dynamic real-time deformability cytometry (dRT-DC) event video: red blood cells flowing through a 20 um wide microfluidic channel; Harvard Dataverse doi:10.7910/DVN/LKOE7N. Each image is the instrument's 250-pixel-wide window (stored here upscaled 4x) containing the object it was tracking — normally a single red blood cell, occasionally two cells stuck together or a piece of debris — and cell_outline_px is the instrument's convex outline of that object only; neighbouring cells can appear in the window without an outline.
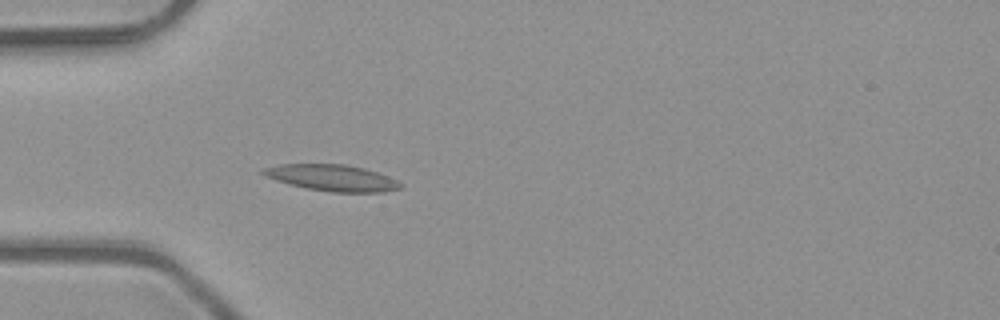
{"species": "common noctule bat (a hibernating species)", "species_latin": "Nyctalus noctula", "temperature_condition": "room temperature", "stored_images_in_passage": 3, "camera_frame_rate_fps": 3000, "um_per_image_px": 0.085, "animal": {"sex": "male", "body_mass_g": 23.1, "forearm_length_mm": 52.7}, "frame": {"image": 1, "passage_image": 3, "time_ms": 0.667, "image_size_px": [1000, 320], "cell_outline_px": [[404, 188], [384, 192], [332, 192], [304, 188], [288, 184], [276, 180], [260, 172], [260, 168], [280, 164], [344, 164], [364, 168], [388, 176], [404, 184]], "centroid_in_image_um": [28.24, 15.12], "position_along_channel_um": 56.8, "area_um2": 21.21}}